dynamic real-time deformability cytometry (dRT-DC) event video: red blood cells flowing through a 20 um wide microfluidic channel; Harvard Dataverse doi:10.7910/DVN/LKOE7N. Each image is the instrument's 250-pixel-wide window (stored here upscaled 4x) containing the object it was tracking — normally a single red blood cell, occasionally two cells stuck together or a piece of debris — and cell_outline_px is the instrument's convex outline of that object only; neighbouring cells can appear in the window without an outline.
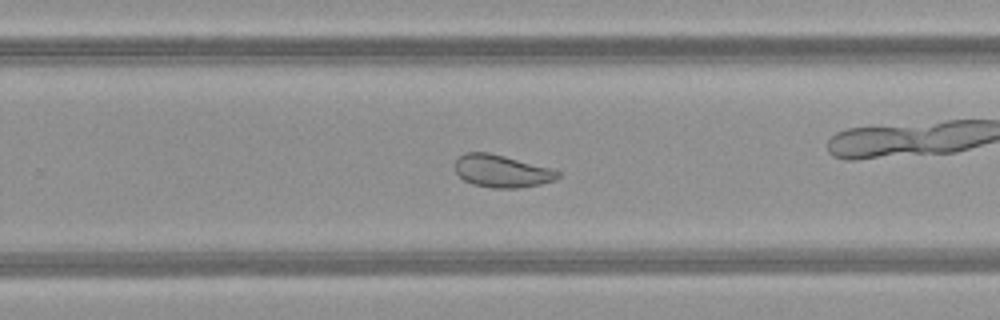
{"species": "common noctule bat (a hibernating species)", "species_latin": "Nyctalus noctula", "temperature_condition": "warm", "stored_images_in_passage": 33, "camera_frame_rate_fps": 3000, "um_per_image_px": 0.085, "animal": {"sex": "female", "body_mass_g": 21.9}, "frame": {"image": 1, "passage_image": 15, "time_ms": 4.667, "image_size_px": [1000, 320], "cell_outline_px": [[560, 176], [556, 180], [540, 184], [520, 188], [492, 188], [472, 184], [464, 180], [456, 172], [456, 160], [464, 152], [488, 152], [552, 168], [560, 172]], "centroid_in_image_um": [42.67, 14.55], "position_along_channel_um": 287.1, "area_um2": 19.48}, "authors_computed_cell_mechanics": {"area_um2": 21.1548, "velocity_mm_per_s": 4.1499, "shape_relaxation_time_tau1_ms": null, "shape_relaxation_time_tau2_ms": 1.9353, "deformation_change_tau1": null, "deformation_change_tau2": 0.0441}}